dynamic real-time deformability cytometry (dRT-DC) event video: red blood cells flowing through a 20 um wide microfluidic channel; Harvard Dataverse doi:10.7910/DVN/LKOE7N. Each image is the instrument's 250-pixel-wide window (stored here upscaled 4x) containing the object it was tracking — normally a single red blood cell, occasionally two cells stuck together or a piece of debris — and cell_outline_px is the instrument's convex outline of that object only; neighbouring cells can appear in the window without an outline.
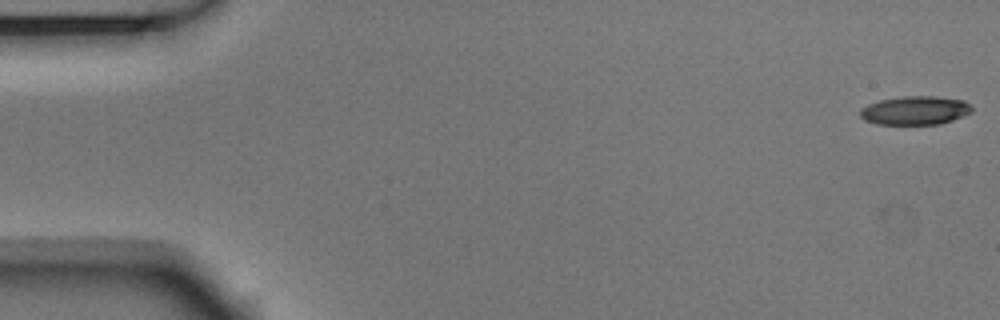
{"species": "Egyptian fruit bat (a non-hibernating species)", "species_latin": "Rousettus aegyptiacus", "temperature_condition": "room temperature", "stored_images_in_passage": 5, "camera_frame_rate_fps": 3000, "um_per_image_px": 0.085, "animal": {"sex": "male"}, "frame": {"image": 1, "passage_image": 1, "time_ms": 0.0, "image_size_px": [1000, 320], "cell_outline_px": [[972, 112], [964, 116], [940, 124], [876, 124], [864, 120], [860, 116], [860, 108], [868, 104], [880, 100], [904, 96], [932, 96], [964, 100], [972, 108]], "centroid_in_image_um": [77.77, 9.39], "position_along_channel_um": 7.2, "area_um2": 18.67}}
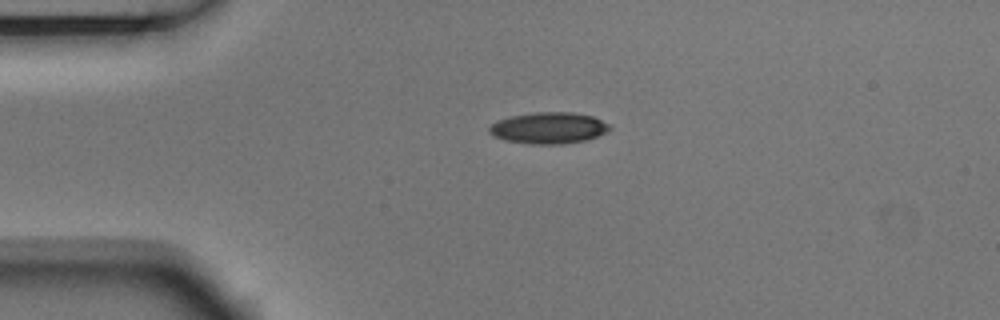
{"frame": {"image": 2, "passage_image": 5, "time_ms": 1.333, "image_size_px": [1000, 320], "cell_outline_px": [[612, 128], [608, 132], [588, 140], [564, 144], [528, 144], [504, 140], [492, 136], [488, 132], [488, 128], [496, 120], [512, 116], [536, 112], [572, 112], [592, 116], [608, 124]], "centroid_in_image_um": [46.63, 10.89], "position_along_channel_um": 38.4, "area_um2": 22.25}}